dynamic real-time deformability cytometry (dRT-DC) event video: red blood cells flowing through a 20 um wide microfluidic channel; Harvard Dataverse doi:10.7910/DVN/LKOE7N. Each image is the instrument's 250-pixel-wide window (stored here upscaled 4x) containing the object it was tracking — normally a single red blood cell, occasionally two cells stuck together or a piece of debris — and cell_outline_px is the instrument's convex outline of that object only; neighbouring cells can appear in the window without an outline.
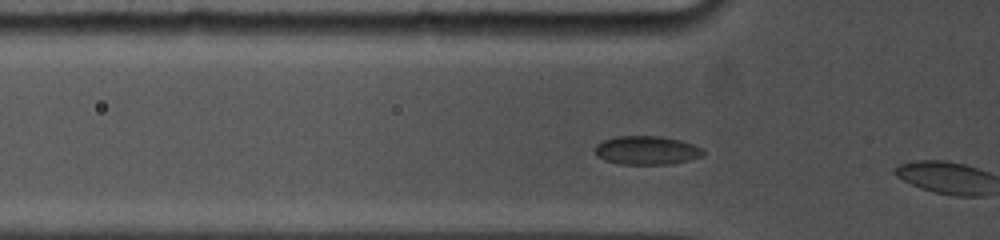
{"species": "common noctule bat (a hibernating species)", "species_latin": "Nyctalus noctula", "temperature_condition": "cold", "stored_images_in_passage": 8, "camera_frame_rate_fps": 5000, "um_per_image_px": 0.085, "animal": {"sex": "female", "body_mass_g": 19.0, "forearm_length_mm": 53.3}, "frame": {"image": 1, "passage_image": 7, "time_ms": 1.2, "image_size_px": [1000, 240], "cell_outline_px": [[704, 156], [688, 160], [668, 164], [620, 164], [604, 160], [596, 156], [596, 144], [604, 140], [616, 136], [660, 136], [680, 140], [692, 144], [700, 148], [704, 152]], "centroid_in_image_um": [54.95, 12.78], "position_along_channel_um": 70.9, "area_um2": 17.98}}